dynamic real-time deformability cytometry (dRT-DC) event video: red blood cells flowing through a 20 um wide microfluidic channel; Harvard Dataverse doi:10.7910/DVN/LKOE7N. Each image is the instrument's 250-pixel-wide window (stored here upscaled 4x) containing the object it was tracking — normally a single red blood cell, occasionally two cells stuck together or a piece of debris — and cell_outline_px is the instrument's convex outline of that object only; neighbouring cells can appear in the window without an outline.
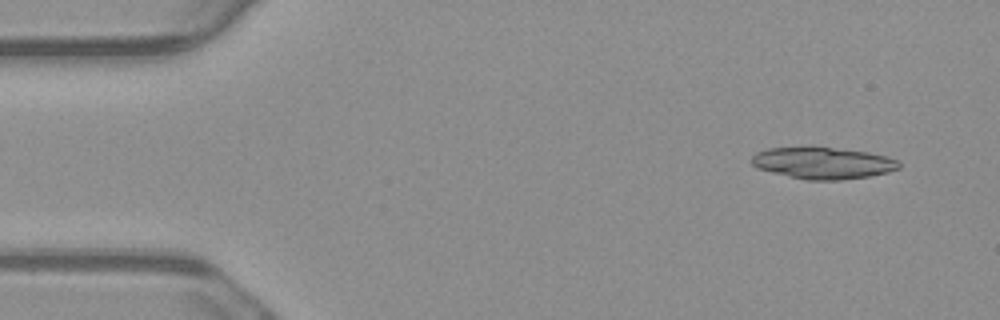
{"species": "common noctule bat (a hibernating species)", "species_latin": "Nyctalus noctula", "temperature_condition": "warm", "stored_images_in_passage": 8, "camera_frame_rate_fps": 3000, "um_per_image_px": 0.085, "animal": {"sex": "male", "body_mass_g": 23.1, "forearm_length_mm": 52.7}, "frame": {"image": 1, "passage_image": 2, "time_ms": 0.333, "image_size_px": [1000, 320], "cell_outline_px": [[900, 168], [888, 172], [868, 176], [840, 180], [804, 180], [756, 168], [752, 164], [752, 156], [756, 152], [768, 148], [832, 148], [868, 152], [888, 156], [900, 160]], "centroid_in_image_um": [69.98, 13.87], "position_along_channel_um": 15.0, "area_um2": 26.99}}